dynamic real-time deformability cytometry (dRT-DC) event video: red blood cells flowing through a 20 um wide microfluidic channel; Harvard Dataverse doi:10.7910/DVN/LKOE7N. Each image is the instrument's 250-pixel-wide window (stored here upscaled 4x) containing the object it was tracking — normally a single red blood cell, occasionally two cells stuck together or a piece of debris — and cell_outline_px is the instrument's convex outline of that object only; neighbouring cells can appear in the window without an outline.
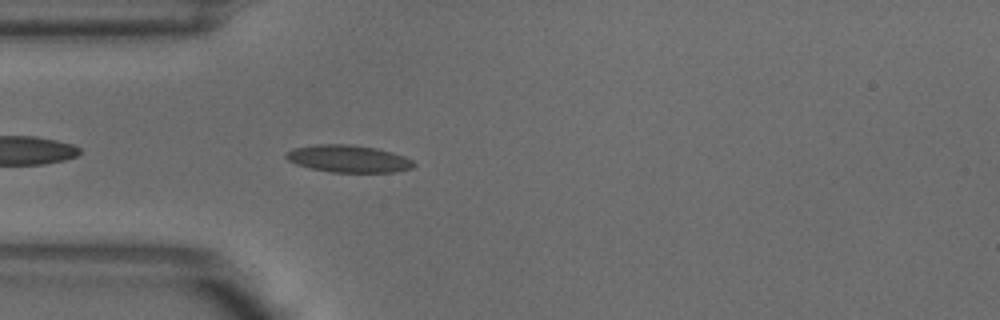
{"species": "common noctule bat (a hibernating species)", "species_latin": "Nyctalus noctula", "temperature_condition": "warm", "stored_images_in_passage": 3, "camera_frame_rate_fps": 3000, "um_per_image_px": 0.085, "animal": {"sex": "male", "body_mass_g": 18.8}, "frame": {"image": 1, "passage_image": 3, "time_ms": 0.667, "image_size_px": [1000, 320], "cell_outline_px": [[416, 164], [412, 168], [396, 172], [328, 172], [308, 168], [296, 164], [288, 160], [284, 156], [284, 152], [292, 148], [316, 144], [352, 144], [376, 148], [392, 152], [404, 156], [412, 160]], "centroid_in_image_um": [29.57, 13.49], "position_along_channel_um": 55.4, "area_um2": 20.58}}